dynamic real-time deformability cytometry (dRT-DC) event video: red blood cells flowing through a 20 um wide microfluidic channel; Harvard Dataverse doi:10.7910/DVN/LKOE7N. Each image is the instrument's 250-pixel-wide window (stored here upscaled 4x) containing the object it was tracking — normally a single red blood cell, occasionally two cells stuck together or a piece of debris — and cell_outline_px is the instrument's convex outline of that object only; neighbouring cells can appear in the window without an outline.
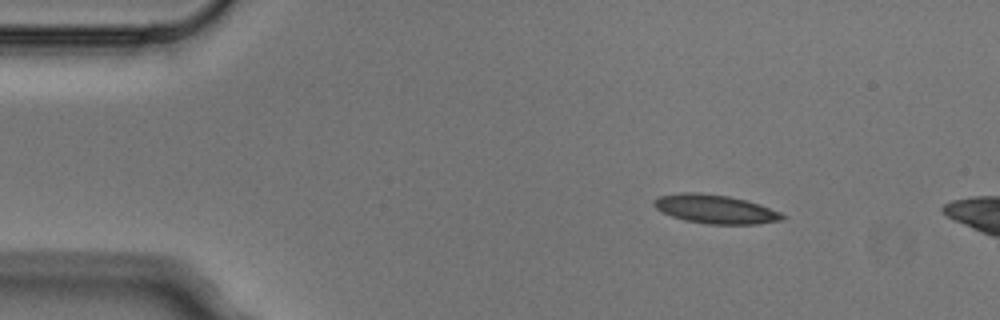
{"species": "Egyptian fruit bat (a non-hibernating species)", "species_latin": "Rousettus aegyptiacus", "temperature_condition": "cold", "stored_images_in_passage": 3, "camera_frame_rate_fps": 3000, "um_per_image_px": 0.085, "animal": {"sex": "male"}, "frame": {"image": 1, "passage_image": 1, "time_ms": 0.0, "image_size_px": [1000, 320], "cell_outline_px": [[788, 216], [784, 220], [756, 224], [708, 224], [684, 220], [672, 216], [656, 208], [652, 204], [652, 200], [660, 196], [680, 192], [700, 192], [728, 196], [748, 200], [760, 204], [780, 212]], "centroid_in_image_um": [60.83, 17.77], "position_along_channel_um": 24.2, "area_um2": 21.73}}